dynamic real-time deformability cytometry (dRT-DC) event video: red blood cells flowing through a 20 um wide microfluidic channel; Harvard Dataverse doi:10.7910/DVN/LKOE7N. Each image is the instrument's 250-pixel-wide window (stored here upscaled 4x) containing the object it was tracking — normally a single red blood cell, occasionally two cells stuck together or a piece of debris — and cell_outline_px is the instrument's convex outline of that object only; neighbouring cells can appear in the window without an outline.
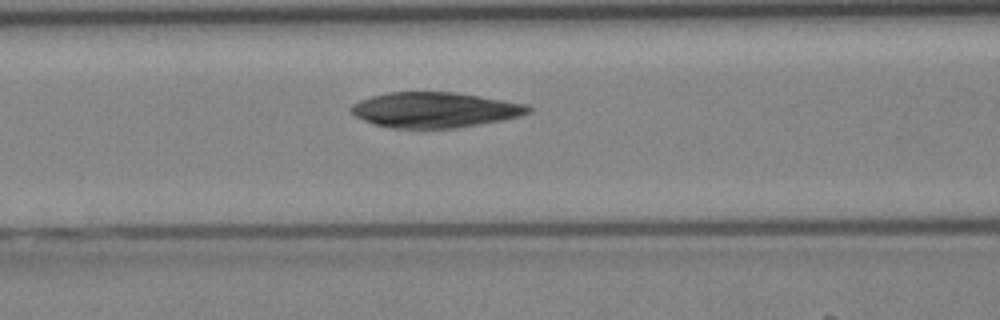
{"species": "Egyptian fruit bat (a non-hibernating species)", "species_latin": "Rousettus aegyptiacus", "temperature_condition": "cold", "stored_images_in_passage": 38, "camera_frame_rate_fps": 3000, "um_per_image_px": 0.085, "animal": {"sex": "female"}, "frame": {"image": 1, "passage_image": 15, "time_ms": 4.667, "image_size_px": [1000, 320], "cell_outline_px": [[532, 112], [520, 116], [504, 120], [456, 128], [392, 128], [376, 124], [364, 120], [356, 116], [348, 108], [352, 104], [360, 100], [372, 96], [388, 92], [456, 92], [528, 104], [532, 108]], "centroid_in_image_um": [36.99, 9.34], "position_along_channel_um": 129.6, "area_um2": 36.59}}
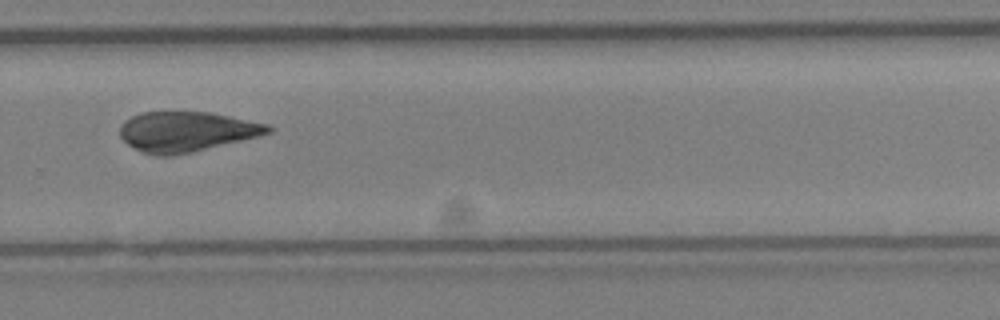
{"frame": {"image": 2, "passage_image": 26, "time_ms": 8.333, "image_size_px": [1000, 320], "cell_outline_px": [[272, 132], [260, 136], [192, 152], [172, 156], [156, 156], [144, 152], [128, 144], [120, 136], [120, 124], [124, 120], [140, 112], [208, 112], [268, 124], [272, 128]], "centroid_in_image_um": [15.84, 11.19], "position_along_channel_um": 314.0, "area_um2": 34.45}}
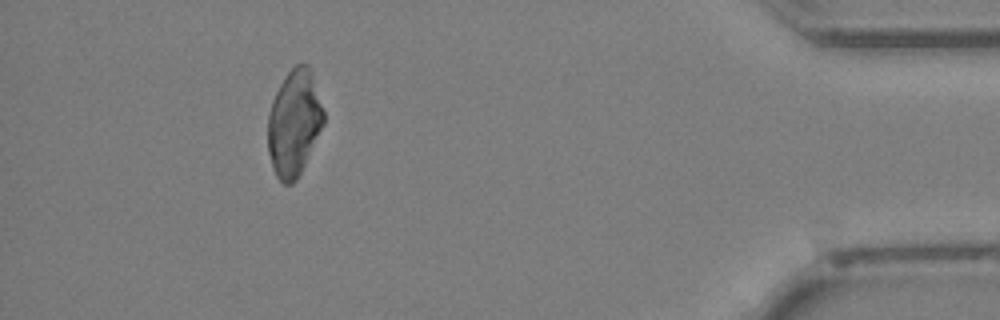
{"frame": {"image": 3, "passage_image": 35, "time_ms": 11.333, "image_size_px": [1000, 320], "cell_outline_px": [[324, 124], [296, 180], [292, 184], [284, 184], [276, 176], [272, 168], [268, 152], [268, 112], [272, 100], [284, 76], [296, 64], [308, 64], [312, 72], [324, 112]], "centroid_in_image_um": [24.99, 10.44], "position_along_channel_um": 410.2, "area_um2": 34.39}}